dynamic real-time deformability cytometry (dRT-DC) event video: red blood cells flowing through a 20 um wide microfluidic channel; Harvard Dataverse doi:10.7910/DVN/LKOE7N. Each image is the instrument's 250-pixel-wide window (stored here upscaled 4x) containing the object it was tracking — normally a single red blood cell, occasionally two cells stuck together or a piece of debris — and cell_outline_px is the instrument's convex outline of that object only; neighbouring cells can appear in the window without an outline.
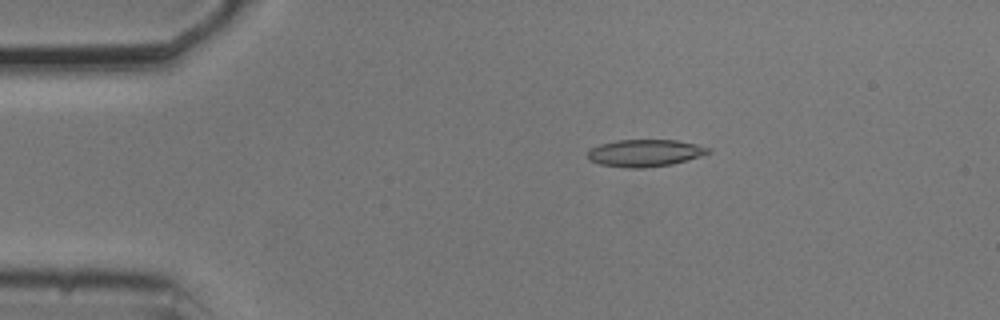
{"species": "common noctule bat (a hibernating species)", "species_latin": "Nyctalus noctula", "temperature_condition": "cold", "stored_images_in_passage": 13, "camera_frame_rate_fps": 3000, "um_per_image_px": 0.085, "animal": {"sex": "male", "body_mass_g": 20.5, "forearm_length_mm": 52.5}, "frame": {"image": 1, "passage_image": 10, "time_ms": 3.0, "image_size_px": [1000, 320], "cell_outline_px": [[712, 152], [700, 156], [672, 164], [644, 168], [624, 168], [600, 164], [588, 160], [588, 152], [592, 148], [600, 144], [616, 140], [676, 140], [696, 144], [712, 148]], "centroid_in_image_um": [54.83, 13.01], "position_along_channel_um": 30.2, "area_um2": 19.13}}